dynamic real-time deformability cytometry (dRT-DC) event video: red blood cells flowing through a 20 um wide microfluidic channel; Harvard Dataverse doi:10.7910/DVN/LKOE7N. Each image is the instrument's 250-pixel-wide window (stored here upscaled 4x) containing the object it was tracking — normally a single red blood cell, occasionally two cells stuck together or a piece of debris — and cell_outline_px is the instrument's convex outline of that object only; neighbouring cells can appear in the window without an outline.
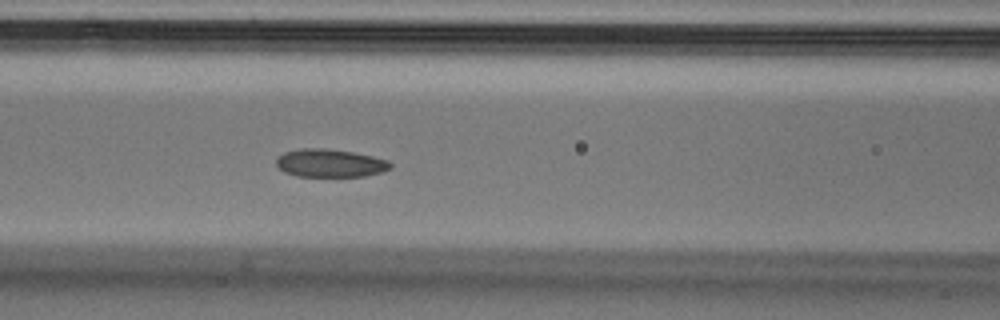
{"species": "Egyptian fruit bat (a non-hibernating species)", "species_latin": "Rousettus aegyptiacus", "temperature_condition": "cold", "stored_images_in_passage": 37, "camera_frame_rate_fps": 3000, "um_per_image_px": 0.085, "animal": {"sex": "male"}, "frame": {"image": 1, "passage_image": 6, "time_ms": 1.667, "image_size_px": [1000, 320], "cell_outline_px": [[392, 168], [380, 172], [364, 176], [296, 176], [284, 172], [276, 164], [276, 156], [284, 152], [300, 148], [324, 148], [352, 152], [372, 156], [388, 160], [392, 164]], "centroid_in_image_um": [28.03, 13.86], "position_along_channel_um": 138.6, "area_um2": 18.67}}
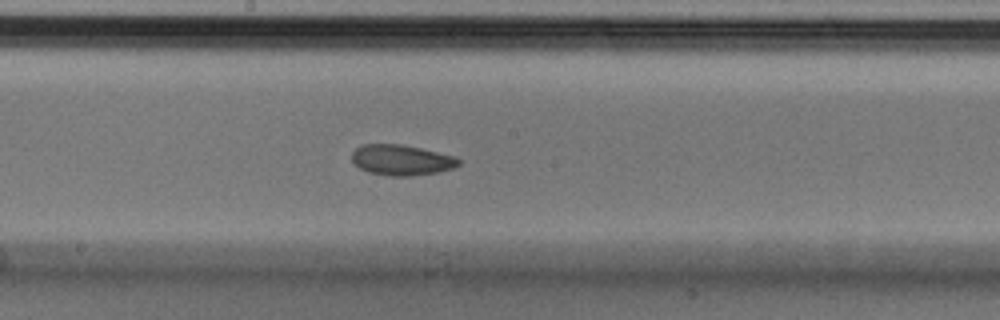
{"frame": {"image": 2, "passage_image": 12, "time_ms": 3.667, "image_size_px": [1000, 320], "cell_outline_px": [[460, 164], [452, 168], [436, 172], [412, 176], [388, 176], [368, 172], [360, 168], [352, 160], [352, 152], [356, 148], [364, 144], [400, 144], [420, 148], [456, 156], [460, 160]], "centroid_in_image_um": [34.12, 13.6], "position_along_channel_um": 214.1, "area_um2": 18.96}}
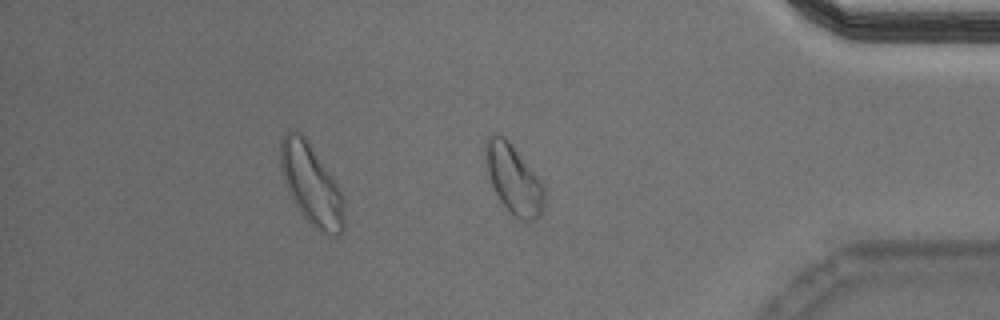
{"frame": {"image": 3, "passage_image": 28, "time_ms": 9.0, "image_size_px": [1000, 320], "cell_outline_px": [[544, 204], [540, 216], [532, 220], [520, 220], [512, 216], [508, 212], [500, 200], [492, 184], [488, 172], [488, 136], [496, 132], [504, 136], [508, 140], [544, 184]], "centroid_in_image_um": [43.71, 15.29], "position_along_channel_um": 391.5, "area_um2": 23.06}}